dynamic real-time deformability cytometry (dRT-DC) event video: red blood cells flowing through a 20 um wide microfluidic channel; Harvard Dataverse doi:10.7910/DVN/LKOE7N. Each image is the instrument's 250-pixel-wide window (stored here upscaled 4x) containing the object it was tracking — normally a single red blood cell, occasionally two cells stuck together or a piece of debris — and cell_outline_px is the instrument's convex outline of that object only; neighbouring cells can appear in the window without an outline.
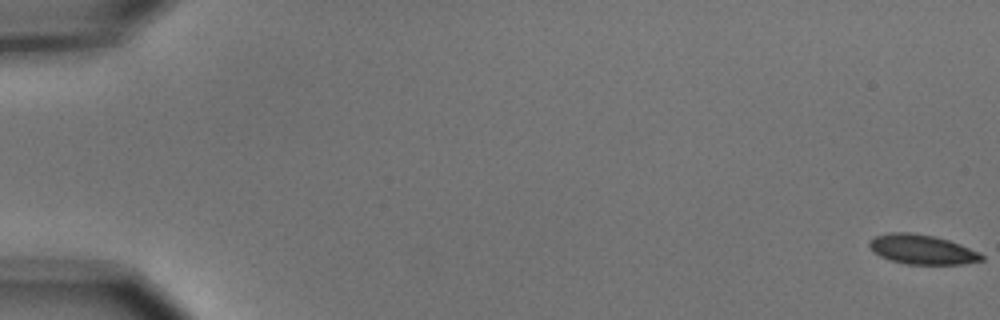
{"species": "common noctule bat (a hibernating species)", "species_latin": "Nyctalus noctula", "temperature_condition": "cold", "stored_images_in_passage": 18, "camera_frame_rate_fps": 3000, "um_per_image_px": 0.085, "animal": {"sex": "male", "body_mass_g": 15.6}, "frame": {"image": 1, "passage_image": 1, "time_ms": 0.0, "image_size_px": [1000, 320], "cell_outline_px": [[984, 260], [964, 264], [908, 264], [892, 260], [880, 256], [868, 244], [868, 240], [876, 236], [888, 232], [908, 232], [932, 236], [948, 240], [960, 244], [984, 256]], "centroid_in_image_um": [78.36, 21.2], "position_along_channel_um": 6.6, "area_um2": 19.02}}
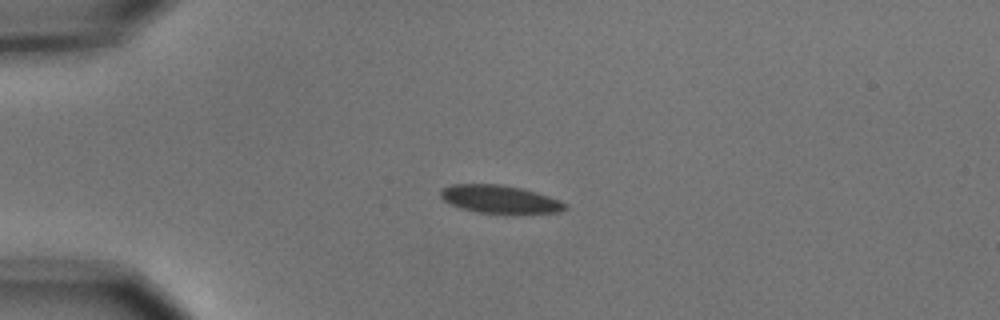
{"frame": {"image": 2, "passage_image": 15, "time_ms": 4.667, "image_size_px": [1000, 320], "cell_outline_px": [[568, 208], [556, 212], [476, 212], [460, 208], [444, 200], [440, 196], [440, 188], [452, 184], [500, 184], [520, 188], [536, 192], [560, 200], [568, 204]], "centroid_in_image_um": [42.44, 16.91], "position_along_channel_um": 42.6, "area_um2": 19.88}}